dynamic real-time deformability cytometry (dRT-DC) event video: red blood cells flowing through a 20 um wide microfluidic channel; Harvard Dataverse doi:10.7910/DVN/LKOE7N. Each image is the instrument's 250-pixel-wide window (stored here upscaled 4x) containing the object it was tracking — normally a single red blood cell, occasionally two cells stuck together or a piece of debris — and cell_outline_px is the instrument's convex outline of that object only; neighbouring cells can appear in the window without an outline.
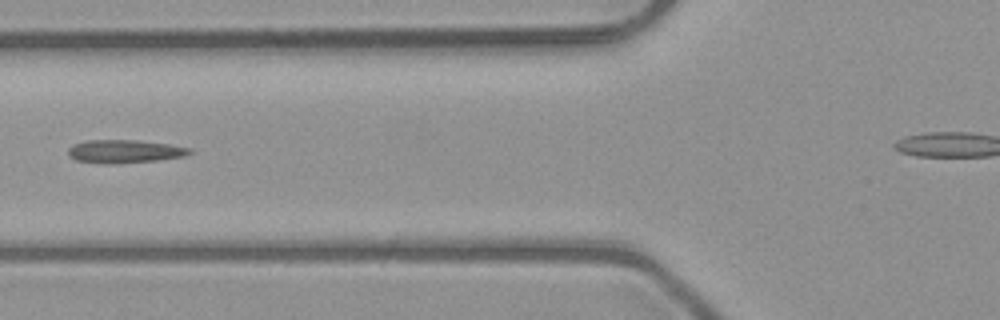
{"species": "common noctule bat (a hibernating species)", "species_latin": "Nyctalus noctula", "temperature_condition": "room temperature", "stored_images_in_passage": 3, "segment_of_instrument_passage": [1, 2], "camera_frame_rate_fps": 3000, "um_per_image_px": 0.085, "animal": {"sex": "male", "body_mass_g": 23.1, "forearm_length_mm": 52.7}, "frame": {"image": 1, "passage_image": 2, "time_ms": 0.333, "image_size_px": [1000, 320], "cell_outline_px": [[192, 152], [184, 156], [156, 160], [108, 164], [76, 160], [68, 156], [68, 148], [72, 144], [84, 140], [136, 140], [168, 144], [192, 148]], "centroid_in_image_um": [10.55, 12.85], "position_along_channel_um": 115.3, "area_um2": 16.36}}